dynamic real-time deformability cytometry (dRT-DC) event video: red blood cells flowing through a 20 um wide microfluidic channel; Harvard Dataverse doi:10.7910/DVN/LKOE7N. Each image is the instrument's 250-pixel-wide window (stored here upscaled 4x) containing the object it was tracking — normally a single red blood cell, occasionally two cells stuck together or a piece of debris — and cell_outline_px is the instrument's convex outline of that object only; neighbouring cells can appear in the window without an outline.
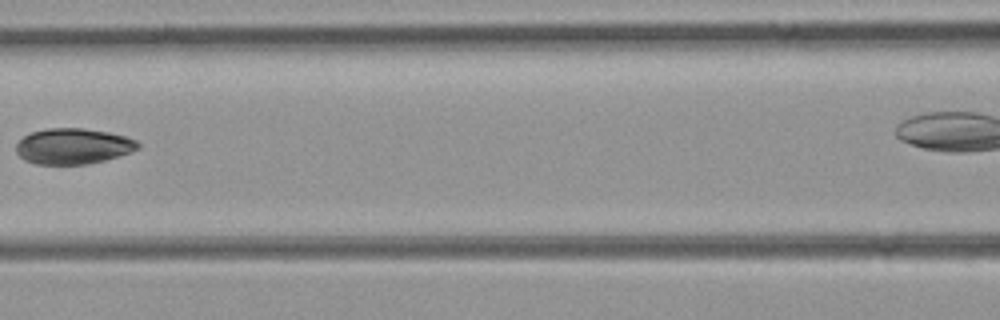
{"species": "common noctule bat (a hibernating species)", "species_latin": "Nyctalus noctula", "temperature_condition": "room temperature", "stored_images_in_passage": 6, "segment_of_instrument_passage": [1, 2], "camera_frame_rate_fps": 3000, "um_per_image_px": 0.085, "animal": {"sex": "female", "body_mass_g": 21.9}, "frame": {"image": 1, "passage_image": 5, "time_ms": 1.333, "image_size_px": [1000, 320], "cell_outline_px": [[140, 148], [120, 156], [88, 164], [36, 164], [24, 160], [16, 152], [16, 144], [24, 136], [32, 132], [48, 128], [84, 128], [108, 132], [124, 136], [136, 140], [140, 144]], "centroid_in_image_um": [6.22, 12.43], "position_along_channel_um": 160.4, "area_um2": 25.37}}